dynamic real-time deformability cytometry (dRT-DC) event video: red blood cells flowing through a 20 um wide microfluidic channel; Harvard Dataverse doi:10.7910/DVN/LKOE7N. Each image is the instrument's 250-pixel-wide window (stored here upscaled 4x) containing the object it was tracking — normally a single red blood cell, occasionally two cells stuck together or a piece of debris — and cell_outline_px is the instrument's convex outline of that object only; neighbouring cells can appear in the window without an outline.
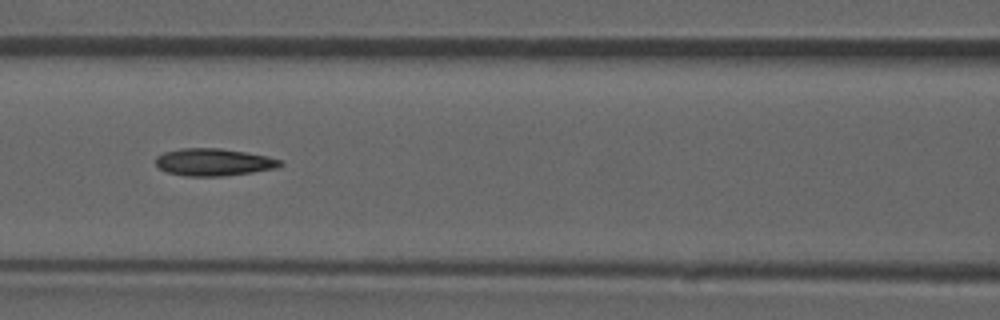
{"species": "common noctule bat (a hibernating species)", "species_latin": "Nyctalus noctula", "temperature_condition": "room temperature", "stored_images_in_passage": 52, "camera_frame_rate_fps": 3000, "um_per_image_px": 0.085, "animal": {"sex": "male", "forearm_length_mm": 52.5}, "frame": {"image": 1, "passage_image": 23, "time_ms": 7.333, "image_size_px": [1000, 320], "cell_outline_px": [[284, 164], [276, 168], [252, 172], [224, 176], [184, 176], [168, 172], [160, 168], [156, 164], [156, 156], [164, 152], [180, 148], [220, 148], [268, 156], [284, 160]], "centroid_in_image_um": [18.19, 13.78], "position_along_channel_um": 148.4, "area_um2": 19.88}, "authors_computed_cell_mechanics": {"area_um2": 19.4497, "velocity_mm_per_s": 3.9404, "shape_relaxation_time_tau1_ms": null, "shape_relaxation_time_tau2_ms": 5.5031, "deformation_change_tau1": null, "deformation_change_tau2": 0.1414}}